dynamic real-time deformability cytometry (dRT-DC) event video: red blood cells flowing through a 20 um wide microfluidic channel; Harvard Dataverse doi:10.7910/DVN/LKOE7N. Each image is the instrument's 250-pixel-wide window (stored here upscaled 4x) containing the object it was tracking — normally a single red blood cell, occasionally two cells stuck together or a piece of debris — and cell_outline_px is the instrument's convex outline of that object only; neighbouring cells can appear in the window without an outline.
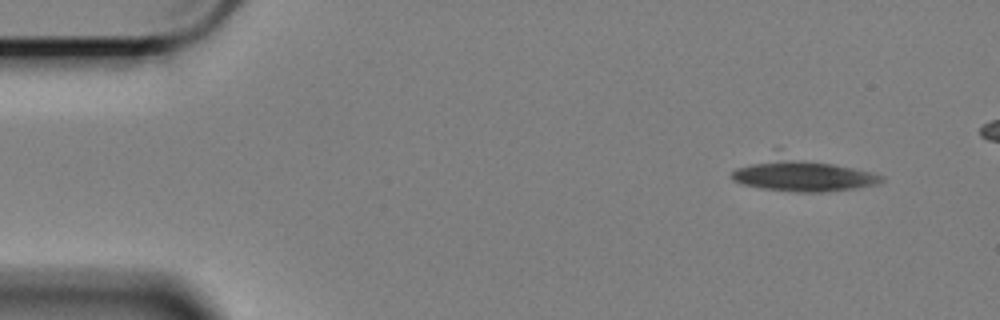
{"species": "Egyptian fruit bat (a non-hibernating species)", "species_latin": "Rousettus aegyptiacus", "temperature_condition": "cold", "stored_images_in_passage": 52, "camera_frame_rate_fps": 3000, "um_per_image_px": 0.085, "animal": {"sex": "female"}, "frame": {"image": 1, "passage_image": 1, "time_ms": 0.0, "image_size_px": [1000, 320], "cell_outline_px": [[884, 180], [876, 184], [852, 188], [824, 192], [796, 192], [760, 188], [744, 184], [732, 180], [732, 172], [736, 168], [776, 148], [872, 172], [884, 176]], "centroid_in_image_um": [68.1, 14.77], "position_along_channel_um": 16.9, "area_um2": 30.11}}
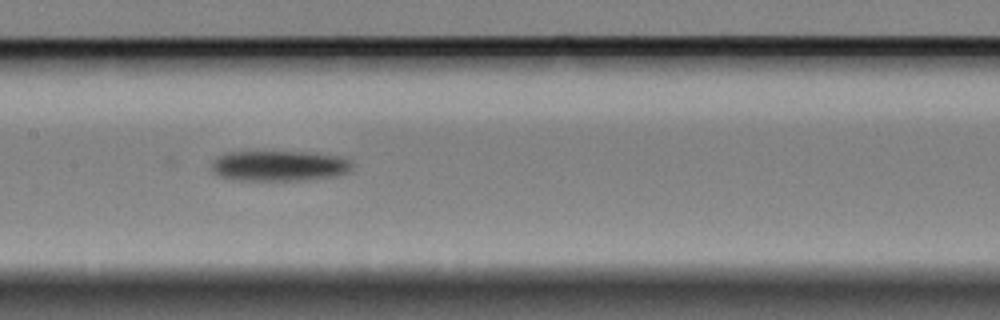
{"frame": {"image": 2, "passage_image": 24, "time_ms": 7.667, "image_size_px": [1000, 320], "cell_outline_px": [[352, 168], [348, 172], [336, 176], [304, 180], [240, 180], [220, 176], [212, 168], [212, 164], [224, 152], [312, 152], [340, 156], [348, 160], [352, 164]], "centroid_in_image_um": [23.79, 14.09], "position_along_channel_um": 183.6, "area_um2": 24.74}}
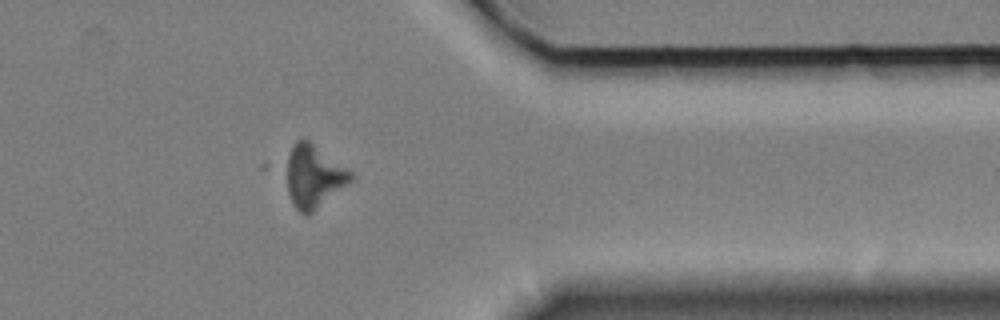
{"frame": {"image": 3, "passage_image": 43, "time_ms": 14.0, "image_size_px": [1000, 320], "cell_outline_px": [[356, 176], [352, 180], [312, 212], [304, 216], [296, 208], [288, 192], [288, 156], [296, 140], [308, 140], [348, 168]], "centroid_in_image_um": [26.7, 14.99], "position_along_channel_um": 384.7, "area_um2": 22.83}}